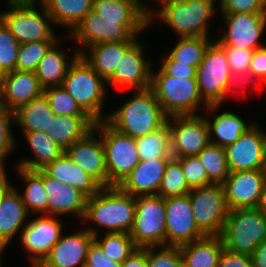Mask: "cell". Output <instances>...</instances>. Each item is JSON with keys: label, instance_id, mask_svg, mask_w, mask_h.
Returning a JSON list of instances; mask_svg holds the SVG:
<instances>
[{"label": "cell", "instance_id": "1", "mask_svg": "<svg viewBox=\"0 0 266 267\" xmlns=\"http://www.w3.org/2000/svg\"><path fill=\"white\" fill-rule=\"evenodd\" d=\"M133 94L117 111L106 115L105 121L118 132L136 139L162 127L168 116L151 88L134 90Z\"/></svg>", "mask_w": 266, "mask_h": 267}, {"label": "cell", "instance_id": "2", "mask_svg": "<svg viewBox=\"0 0 266 267\" xmlns=\"http://www.w3.org/2000/svg\"><path fill=\"white\" fill-rule=\"evenodd\" d=\"M135 215L136 197L109 186L87 198L83 220L107 228L104 233H130Z\"/></svg>", "mask_w": 266, "mask_h": 267}, {"label": "cell", "instance_id": "3", "mask_svg": "<svg viewBox=\"0 0 266 267\" xmlns=\"http://www.w3.org/2000/svg\"><path fill=\"white\" fill-rule=\"evenodd\" d=\"M151 89L154 91L164 113L173 115H198V107L203 103L207 114H213L219 104L208 105L200 95L197 79L174 78L161 69L152 71Z\"/></svg>", "mask_w": 266, "mask_h": 267}, {"label": "cell", "instance_id": "4", "mask_svg": "<svg viewBox=\"0 0 266 267\" xmlns=\"http://www.w3.org/2000/svg\"><path fill=\"white\" fill-rule=\"evenodd\" d=\"M105 84L106 80L79 55L70 65L61 86L97 122L106 119L101 115L108 91Z\"/></svg>", "mask_w": 266, "mask_h": 267}, {"label": "cell", "instance_id": "5", "mask_svg": "<svg viewBox=\"0 0 266 267\" xmlns=\"http://www.w3.org/2000/svg\"><path fill=\"white\" fill-rule=\"evenodd\" d=\"M214 4L215 0L160 3L162 8L158 13L153 10L149 13V25L158 16L180 37H209L208 21L215 13Z\"/></svg>", "mask_w": 266, "mask_h": 267}, {"label": "cell", "instance_id": "6", "mask_svg": "<svg viewBox=\"0 0 266 267\" xmlns=\"http://www.w3.org/2000/svg\"><path fill=\"white\" fill-rule=\"evenodd\" d=\"M221 237L225 248L251 255L266 239V215L258 208L229 210Z\"/></svg>", "mask_w": 266, "mask_h": 267}, {"label": "cell", "instance_id": "7", "mask_svg": "<svg viewBox=\"0 0 266 267\" xmlns=\"http://www.w3.org/2000/svg\"><path fill=\"white\" fill-rule=\"evenodd\" d=\"M8 5L10 10L0 12V19L20 45L57 40L50 25L53 20L43 4L42 14L37 10L36 2H14Z\"/></svg>", "mask_w": 266, "mask_h": 267}, {"label": "cell", "instance_id": "8", "mask_svg": "<svg viewBox=\"0 0 266 267\" xmlns=\"http://www.w3.org/2000/svg\"><path fill=\"white\" fill-rule=\"evenodd\" d=\"M93 128L102 134L108 187L119 186L140 162L136 141L115 130L105 120L97 121Z\"/></svg>", "mask_w": 266, "mask_h": 267}, {"label": "cell", "instance_id": "9", "mask_svg": "<svg viewBox=\"0 0 266 267\" xmlns=\"http://www.w3.org/2000/svg\"><path fill=\"white\" fill-rule=\"evenodd\" d=\"M130 236L138 248L166 246L163 197L159 195L136 197V215Z\"/></svg>", "mask_w": 266, "mask_h": 267}, {"label": "cell", "instance_id": "10", "mask_svg": "<svg viewBox=\"0 0 266 267\" xmlns=\"http://www.w3.org/2000/svg\"><path fill=\"white\" fill-rule=\"evenodd\" d=\"M188 194L198 229L205 236H221L229 214L223 185L192 188Z\"/></svg>", "mask_w": 266, "mask_h": 267}, {"label": "cell", "instance_id": "11", "mask_svg": "<svg viewBox=\"0 0 266 267\" xmlns=\"http://www.w3.org/2000/svg\"><path fill=\"white\" fill-rule=\"evenodd\" d=\"M149 24H119V20L103 19L91 10L70 33L82 47L88 48L103 42H137Z\"/></svg>", "mask_w": 266, "mask_h": 267}, {"label": "cell", "instance_id": "12", "mask_svg": "<svg viewBox=\"0 0 266 267\" xmlns=\"http://www.w3.org/2000/svg\"><path fill=\"white\" fill-rule=\"evenodd\" d=\"M229 77L230 69L225 49L216 40L212 41L196 74L200 95L208 105L223 103Z\"/></svg>", "mask_w": 266, "mask_h": 267}, {"label": "cell", "instance_id": "13", "mask_svg": "<svg viewBox=\"0 0 266 267\" xmlns=\"http://www.w3.org/2000/svg\"><path fill=\"white\" fill-rule=\"evenodd\" d=\"M167 122L170 130L172 157L198 155L210 144L206 116L173 115L167 118Z\"/></svg>", "mask_w": 266, "mask_h": 267}, {"label": "cell", "instance_id": "14", "mask_svg": "<svg viewBox=\"0 0 266 267\" xmlns=\"http://www.w3.org/2000/svg\"><path fill=\"white\" fill-rule=\"evenodd\" d=\"M192 212L189 194L165 199L166 246H180L205 236Z\"/></svg>", "mask_w": 266, "mask_h": 267}, {"label": "cell", "instance_id": "15", "mask_svg": "<svg viewBox=\"0 0 266 267\" xmlns=\"http://www.w3.org/2000/svg\"><path fill=\"white\" fill-rule=\"evenodd\" d=\"M227 27L217 39L221 46L237 47L254 51L264 45L260 43L266 29V14L236 13L222 14Z\"/></svg>", "mask_w": 266, "mask_h": 267}, {"label": "cell", "instance_id": "16", "mask_svg": "<svg viewBox=\"0 0 266 267\" xmlns=\"http://www.w3.org/2000/svg\"><path fill=\"white\" fill-rule=\"evenodd\" d=\"M224 149L229 172L263 169L266 133L254 123L238 140Z\"/></svg>", "mask_w": 266, "mask_h": 267}, {"label": "cell", "instance_id": "17", "mask_svg": "<svg viewBox=\"0 0 266 267\" xmlns=\"http://www.w3.org/2000/svg\"><path fill=\"white\" fill-rule=\"evenodd\" d=\"M62 223L53 215L32 219L21 231V244L27 250L32 267H37L62 235Z\"/></svg>", "mask_w": 266, "mask_h": 267}, {"label": "cell", "instance_id": "18", "mask_svg": "<svg viewBox=\"0 0 266 267\" xmlns=\"http://www.w3.org/2000/svg\"><path fill=\"white\" fill-rule=\"evenodd\" d=\"M265 183L263 169L229 172L222 184L229 210L258 208Z\"/></svg>", "mask_w": 266, "mask_h": 267}, {"label": "cell", "instance_id": "19", "mask_svg": "<svg viewBox=\"0 0 266 267\" xmlns=\"http://www.w3.org/2000/svg\"><path fill=\"white\" fill-rule=\"evenodd\" d=\"M143 46L137 41L121 58L106 82L122 88L131 87L132 90L151 88L152 66L143 56Z\"/></svg>", "mask_w": 266, "mask_h": 267}, {"label": "cell", "instance_id": "20", "mask_svg": "<svg viewBox=\"0 0 266 267\" xmlns=\"http://www.w3.org/2000/svg\"><path fill=\"white\" fill-rule=\"evenodd\" d=\"M96 132L93 128L64 152L74 163L93 176L103 187H108L104 147L102 138L95 137Z\"/></svg>", "mask_w": 266, "mask_h": 267}, {"label": "cell", "instance_id": "21", "mask_svg": "<svg viewBox=\"0 0 266 267\" xmlns=\"http://www.w3.org/2000/svg\"><path fill=\"white\" fill-rule=\"evenodd\" d=\"M93 241L94 235L88 230L61 235L59 241L37 267H84Z\"/></svg>", "mask_w": 266, "mask_h": 267}, {"label": "cell", "instance_id": "22", "mask_svg": "<svg viewBox=\"0 0 266 267\" xmlns=\"http://www.w3.org/2000/svg\"><path fill=\"white\" fill-rule=\"evenodd\" d=\"M43 93L44 88L34 71L14 70L3 74L0 105L15 112Z\"/></svg>", "mask_w": 266, "mask_h": 267}, {"label": "cell", "instance_id": "23", "mask_svg": "<svg viewBox=\"0 0 266 267\" xmlns=\"http://www.w3.org/2000/svg\"><path fill=\"white\" fill-rule=\"evenodd\" d=\"M44 189L47 194V215L74 214L83 219L87 197L75 187L50 177L44 171Z\"/></svg>", "mask_w": 266, "mask_h": 267}, {"label": "cell", "instance_id": "24", "mask_svg": "<svg viewBox=\"0 0 266 267\" xmlns=\"http://www.w3.org/2000/svg\"><path fill=\"white\" fill-rule=\"evenodd\" d=\"M169 160H140L118 187L123 192L134 197L158 195L162 177Z\"/></svg>", "mask_w": 266, "mask_h": 267}, {"label": "cell", "instance_id": "25", "mask_svg": "<svg viewBox=\"0 0 266 267\" xmlns=\"http://www.w3.org/2000/svg\"><path fill=\"white\" fill-rule=\"evenodd\" d=\"M42 169L50 177L75 187L87 198L98 193L103 188L93 176L81 169L65 152Z\"/></svg>", "mask_w": 266, "mask_h": 267}, {"label": "cell", "instance_id": "26", "mask_svg": "<svg viewBox=\"0 0 266 267\" xmlns=\"http://www.w3.org/2000/svg\"><path fill=\"white\" fill-rule=\"evenodd\" d=\"M136 42H103L91 45L86 54L82 50H77L82 58L98 73L107 80L113 73L121 58Z\"/></svg>", "mask_w": 266, "mask_h": 267}, {"label": "cell", "instance_id": "27", "mask_svg": "<svg viewBox=\"0 0 266 267\" xmlns=\"http://www.w3.org/2000/svg\"><path fill=\"white\" fill-rule=\"evenodd\" d=\"M28 213L22 201L21 192L18 193L13 187L0 205V255L12 238L19 233Z\"/></svg>", "mask_w": 266, "mask_h": 267}, {"label": "cell", "instance_id": "28", "mask_svg": "<svg viewBox=\"0 0 266 267\" xmlns=\"http://www.w3.org/2000/svg\"><path fill=\"white\" fill-rule=\"evenodd\" d=\"M224 243L221 236H204L179 246L184 267H218Z\"/></svg>", "mask_w": 266, "mask_h": 267}, {"label": "cell", "instance_id": "29", "mask_svg": "<svg viewBox=\"0 0 266 267\" xmlns=\"http://www.w3.org/2000/svg\"><path fill=\"white\" fill-rule=\"evenodd\" d=\"M95 123L90 116L54 115L48 133L65 151L92 130Z\"/></svg>", "mask_w": 266, "mask_h": 267}, {"label": "cell", "instance_id": "30", "mask_svg": "<svg viewBox=\"0 0 266 267\" xmlns=\"http://www.w3.org/2000/svg\"><path fill=\"white\" fill-rule=\"evenodd\" d=\"M26 141L34 154L33 159L21 160L16 166L27 170H39L48 163L59 158L64 150L53 140L46 131L23 132Z\"/></svg>", "mask_w": 266, "mask_h": 267}, {"label": "cell", "instance_id": "31", "mask_svg": "<svg viewBox=\"0 0 266 267\" xmlns=\"http://www.w3.org/2000/svg\"><path fill=\"white\" fill-rule=\"evenodd\" d=\"M57 45L56 42L49 49L34 71L44 89L51 86H61L70 65L80 55L78 51H75L69 62L65 51L59 50Z\"/></svg>", "mask_w": 266, "mask_h": 267}, {"label": "cell", "instance_id": "32", "mask_svg": "<svg viewBox=\"0 0 266 267\" xmlns=\"http://www.w3.org/2000/svg\"><path fill=\"white\" fill-rule=\"evenodd\" d=\"M92 10L119 24H149V14L134 0H93Z\"/></svg>", "mask_w": 266, "mask_h": 267}, {"label": "cell", "instance_id": "33", "mask_svg": "<svg viewBox=\"0 0 266 267\" xmlns=\"http://www.w3.org/2000/svg\"><path fill=\"white\" fill-rule=\"evenodd\" d=\"M53 24L66 26L72 32L92 10L93 0H41Z\"/></svg>", "mask_w": 266, "mask_h": 267}, {"label": "cell", "instance_id": "34", "mask_svg": "<svg viewBox=\"0 0 266 267\" xmlns=\"http://www.w3.org/2000/svg\"><path fill=\"white\" fill-rule=\"evenodd\" d=\"M54 112L44 94L29 101L15 111V121L23 132L50 131Z\"/></svg>", "mask_w": 266, "mask_h": 267}, {"label": "cell", "instance_id": "35", "mask_svg": "<svg viewBox=\"0 0 266 267\" xmlns=\"http://www.w3.org/2000/svg\"><path fill=\"white\" fill-rule=\"evenodd\" d=\"M213 116L215 118L214 121L206 117L209 126L210 144L220 147L234 143L254 124L247 125L241 117L233 112L226 111Z\"/></svg>", "mask_w": 266, "mask_h": 267}, {"label": "cell", "instance_id": "36", "mask_svg": "<svg viewBox=\"0 0 266 267\" xmlns=\"http://www.w3.org/2000/svg\"><path fill=\"white\" fill-rule=\"evenodd\" d=\"M15 168L26 183L25 192L21 194V197L27 211L45 212L44 214L47 215L48 200L44 189V170H27L18 166Z\"/></svg>", "mask_w": 266, "mask_h": 267}, {"label": "cell", "instance_id": "37", "mask_svg": "<svg viewBox=\"0 0 266 267\" xmlns=\"http://www.w3.org/2000/svg\"><path fill=\"white\" fill-rule=\"evenodd\" d=\"M140 160L171 159V141L168 122L157 130L135 139Z\"/></svg>", "mask_w": 266, "mask_h": 267}, {"label": "cell", "instance_id": "38", "mask_svg": "<svg viewBox=\"0 0 266 267\" xmlns=\"http://www.w3.org/2000/svg\"><path fill=\"white\" fill-rule=\"evenodd\" d=\"M211 42L209 37H179L167 56L172 61L198 68Z\"/></svg>", "mask_w": 266, "mask_h": 267}, {"label": "cell", "instance_id": "39", "mask_svg": "<svg viewBox=\"0 0 266 267\" xmlns=\"http://www.w3.org/2000/svg\"><path fill=\"white\" fill-rule=\"evenodd\" d=\"M87 230L92 232L94 241L101 247L106 257L120 264L138 248L130 233H105L100 240L96 228Z\"/></svg>", "mask_w": 266, "mask_h": 267}, {"label": "cell", "instance_id": "40", "mask_svg": "<svg viewBox=\"0 0 266 267\" xmlns=\"http://www.w3.org/2000/svg\"><path fill=\"white\" fill-rule=\"evenodd\" d=\"M197 156L206 170L208 180L212 184L222 185L229 175L224 147L209 144Z\"/></svg>", "mask_w": 266, "mask_h": 267}, {"label": "cell", "instance_id": "41", "mask_svg": "<svg viewBox=\"0 0 266 267\" xmlns=\"http://www.w3.org/2000/svg\"><path fill=\"white\" fill-rule=\"evenodd\" d=\"M190 190L191 188L188 186L182 172L181 164L172 157L167 163L158 195L166 199L186 195Z\"/></svg>", "mask_w": 266, "mask_h": 267}, {"label": "cell", "instance_id": "42", "mask_svg": "<svg viewBox=\"0 0 266 267\" xmlns=\"http://www.w3.org/2000/svg\"><path fill=\"white\" fill-rule=\"evenodd\" d=\"M55 115L89 116L62 86H51L43 93Z\"/></svg>", "mask_w": 266, "mask_h": 267}, {"label": "cell", "instance_id": "43", "mask_svg": "<svg viewBox=\"0 0 266 267\" xmlns=\"http://www.w3.org/2000/svg\"><path fill=\"white\" fill-rule=\"evenodd\" d=\"M58 40H45L21 44L18 51L16 70L35 71L40 60Z\"/></svg>", "mask_w": 266, "mask_h": 267}, {"label": "cell", "instance_id": "44", "mask_svg": "<svg viewBox=\"0 0 266 267\" xmlns=\"http://www.w3.org/2000/svg\"><path fill=\"white\" fill-rule=\"evenodd\" d=\"M20 44L0 19V71L2 74L16 70Z\"/></svg>", "mask_w": 266, "mask_h": 267}, {"label": "cell", "instance_id": "45", "mask_svg": "<svg viewBox=\"0 0 266 267\" xmlns=\"http://www.w3.org/2000/svg\"><path fill=\"white\" fill-rule=\"evenodd\" d=\"M173 158L181 164L185 180L191 189L212 184L197 155Z\"/></svg>", "mask_w": 266, "mask_h": 267}, {"label": "cell", "instance_id": "46", "mask_svg": "<svg viewBox=\"0 0 266 267\" xmlns=\"http://www.w3.org/2000/svg\"><path fill=\"white\" fill-rule=\"evenodd\" d=\"M10 121H15V112L0 105V173H6L3 162L6 156L16 147L10 129Z\"/></svg>", "mask_w": 266, "mask_h": 267}, {"label": "cell", "instance_id": "47", "mask_svg": "<svg viewBox=\"0 0 266 267\" xmlns=\"http://www.w3.org/2000/svg\"><path fill=\"white\" fill-rule=\"evenodd\" d=\"M147 247V267H184L179 246Z\"/></svg>", "mask_w": 266, "mask_h": 267}, {"label": "cell", "instance_id": "48", "mask_svg": "<svg viewBox=\"0 0 266 267\" xmlns=\"http://www.w3.org/2000/svg\"><path fill=\"white\" fill-rule=\"evenodd\" d=\"M222 14H266V0H218Z\"/></svg>", "mask_w": 266, "mask_h": 267}, {"label": "cell", "instance_id": "49", "mask_svg": "<svg viewBox=\"0 0 266 267\" xmlns=\"http://www.w3.org/2000/svg\"><path fill=\"white\" fill-rule=\"evenodd\" d=\"M225 49L229 64L230 73L250 72L252 50L240 49L237 47L222 46Z\"/></svg>", "mask_w": 266, "mask_h": 267}, {"label": "cell", "instance_id": "50", "mask_svg": "<svg viewBox=\"0 0 266 267\" xmlns=\"http://www.w3.org/2000/svg\"><path fill=\"white\" fill-rule=\"evenodd\" d=\"M161 70L174 78L196 79L197 68L172 61L168 56L162 60Z\"/></svg>", "mask_w": 266, "mask_h": 267}, {"label": "cell", "instance_id": "51", "mask_svg": "<svg viewBox=\"0 0 266 267\" xmlns=\"http://www.w3.org/2000/svg\"><path fill=\"white\" fill-rule=\"evenodd\" d=\"M218 267H254L250 255L223 247Z\"/></svg>", "mask_w": 266, "mask_h": 267}, {"label": "cell", "instance_id": "52", "mask_svg": "<svg viewBox=\"0 0 266 267\" xmlns=\"http://www.w3.org/2000/svg\"><path fill=\"white\" fill-rule=\"evenodd\" d=\"M120 263L106 257L101 247L93 241L89 247L84 267H120Z\"/></svg>", "mask_w": 266, "mask_h": 267}, {"label": "cell", "instance_id": "53", "mask_svg": "<svg viewBox=\"0 0 266 267\" xmlns=\"http://www.w3.org/2000/svg\"><path fill=\"white\" fill-rule=\"evenodd\" d=\"M250 73L255 81L260 80L262 84H266V46L253 51Z\"/></svg>", "mask_w": 266, "mask_h": 267}, {"label": "cell", "instance_id": "54", "mask_svg": "<svg viewBox=\"0 0 266 267\" xmlns=\"http://www.w3.org/2000/svg\"><path fill=\"white\" fill-rule=\"evenodd\" d=\"M120 267H147V247L137 248L121 263Z\"/></svg>", "mask_w": 266, "mask_h": 267}, {"label": "cell", "instance_id": "55", "mask_svg": "<svg viewBox=\"0 0 266 267\" xmlns=\"http://www.w3.org/2000/svg\"><path fill=\"white\" fill-rule=\"evenodd\" d=\"M254 77L250 72L247 73H237V72H233L230 73V77H229V81H228V86L226 89V98L227 95L229 94V92L231 91V89H235L236 87L240 86L242 83V85L244 86V84L246 85V83H254L253 82ZM236 86V87H235Z\"/></svg>", "mask_w": 266, "mask_h": 267}, {"label": "cell", "instance_id": "56", "mask_svg": "<svg viewBox=\"0 0 266 267\" xmlns=\"http://www.w3.org/2000/svg\"><path fill=\"white\" fill-rule=\"evenodd\" d=\"M254 267H266V239L250 255Z\"/></svg>", "mask_w": 266, "mask_h": 267}, {"label": "cell", "instance_id": "57", "mask_svg": "<svg viewBox=\"0 0 266 267\" xmlns=\"http://www.w3.org/2000/svg\"><path fill=\"white\" fill-rule=\"evenodd\" d=\"M6 173H0V205L5 195L14 187L10 184Z\"/></svg>", "mask_w": 266, "mask_h": 267}, {"label": "cell", "instance_id": "58", "mask_svg": "<svg viewBox=\"0 0 266 267\" xmlns=\"http://www.w3.org/2000/svg\"><path fill=\"white\" fill-rule=\"evenodd\" d=\"M258 209L266 215V183L264 185Z\"/></svg>", "mask_w": 266, "mask_h": 267}, {"label": "cell", "instance_id": "59", "mask_svg": "<svg viewBox=\"0 0 266 267\" xmlns=\"http://www.w3.org/2000/svg\"><path fill=\"white\" fill-rule=\"evenodd\" d=\"M138 5H140L148 14L152 11L150 10V7H146L147 5L144 6L143 1L141 2V0H134ZM158 2H162L163 0H157Z\"/></svg>", "mask_w": 266, "mask_h": 267}, {"label": "cell", "instance_id": "60", "mask_svg": "<svg viewBox=\"0 0 266 267\" xmlns=\"http://www.w3.org/2000/svg\"><path fill=\"white\" fill-rule=\"evenodd\" d=\"M187 1L189 0H163L161 3H182Z\"/></svg>", "mask_w": 266, "mask_h": 267}, {"label": "cell", "instance_id": "61", "mask_svg": "<svg viewBox=\"0 0 266 267\" xmlns=\"http://www.w3.org/2000/svg\"><path fill=\"white\" fill-rule=\"evenodd\" d=\"M14 2H36V0H8V3H14Z\"/></svg>", "mask_w": 266, "mask_h": 267}, {"label": "cell", "instance_id": "62", "mask_svg": "<svg viewBox=\"0 0 266 267\" xmlns=\"http://www.w3.org/2000/svg\"><path fill=\"white\" fill-rule=\"evenodd\" d=\"M263 172L266 178V151H265V159H264V167H263Z\"/></svg>", "mask_w": 266, "mask_h": 267}, {"label": "cell", "instance_id": "63", "mask_svg": "<svg viewBox=\"0 0 266 267\" xmlns=\"http://www.w3.org/2000/svg\"><path fill=\"white\" fill-rule=\"evenodd\" d=\"M2 81H3V74L0 71V91H1V88H2Z\"/></svg>", "mask_w": 266, "mask_h": 267}, {"label": "cell", "instance_id": "64", "mask_svg": "<svg viewBox=\"0 0 266 267\" xmlns=\"http://www.w3.org/2000/svg\"><path fill=\"white\" fill-rule=\"evenodd\" d=\"M263 86H264V88H265L264 91H265V93H266V84H264Z\"/></svg>", "mask_w": 266, "mask_h": 267}]
</instances>
